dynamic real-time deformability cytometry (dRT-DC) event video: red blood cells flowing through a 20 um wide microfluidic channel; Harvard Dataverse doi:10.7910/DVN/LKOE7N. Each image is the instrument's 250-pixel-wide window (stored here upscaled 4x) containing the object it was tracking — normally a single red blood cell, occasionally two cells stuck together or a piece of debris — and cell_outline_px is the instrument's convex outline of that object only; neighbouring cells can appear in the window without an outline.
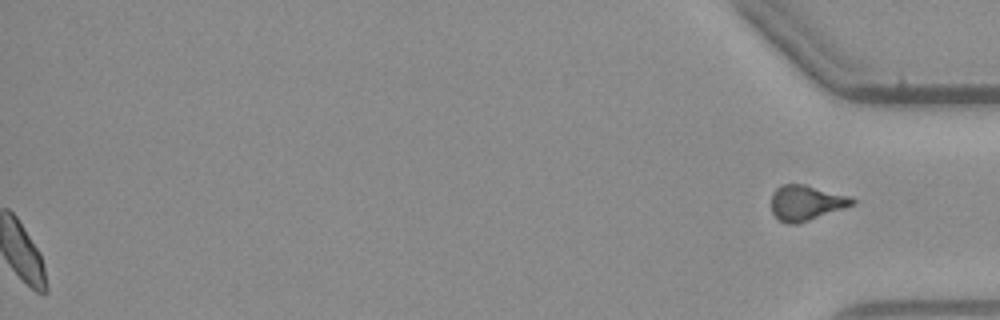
{"species": "common noctule bat (a hibernating species)", "species_latin": "Nyctalus noctula", "temperature_condition": "warm", "stored_images_in_passage": 44, "segment_of_instrument_passage": [2, 2], "camera_frame_rate_fps": 3000, "um_per_image_px": 0.085, "animal": {"sex": "male", "body_mass_g": 23.1, "forearm_length_mm": 52.7}, "frame": {"image": 1, "passage_image": 44, "time_ms": 14.333, "image_size_px": [1000, 320], "cell_outline_px": [[856, 204], [796, 224], [784, 224], [772, 212], [772, 192], [780, 184], [804, 184], [852, 196], [856, 200]], "centroid_in_image_um": [68.54, 17.22], "position_along_channel_um": 366.7, "area_um2": 16.7}}